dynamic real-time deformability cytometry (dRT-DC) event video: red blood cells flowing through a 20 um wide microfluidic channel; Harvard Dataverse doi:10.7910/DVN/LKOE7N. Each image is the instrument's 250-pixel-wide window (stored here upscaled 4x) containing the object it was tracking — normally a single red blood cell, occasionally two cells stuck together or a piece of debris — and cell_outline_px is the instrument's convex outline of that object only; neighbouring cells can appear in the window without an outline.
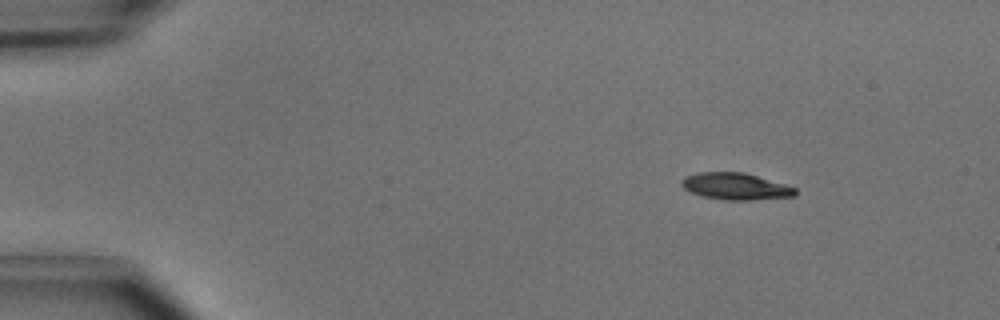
{"species": "common noctule bat (a hibernating species)", "species_latin": "Nyctalus noctula", "temperature_condition": "cold", "stored_images_in_passage": 44, "camera_frame_rate_fps": 3000, "um_per_image_px": 0.085, "animal": {"sex": "male", "body_mass_g": 15.6}, "frame": {"image": 1, "passage_image": 1, "time_ms": 0.0, "image_size_px": [1000, 320], "cell_outline_px": [[796, 196], [752, 200], [724, 200], [704, 196], [692, 192], [684, 188], [680, 184], [680, 180], [684, 176], [700, 172], [744, 172], [784, 184], [796, 188]], "centroid_in_image_um": [62.51, 15.84], "position_along_channel_um": 22.5, "area_um2": 17.69}}
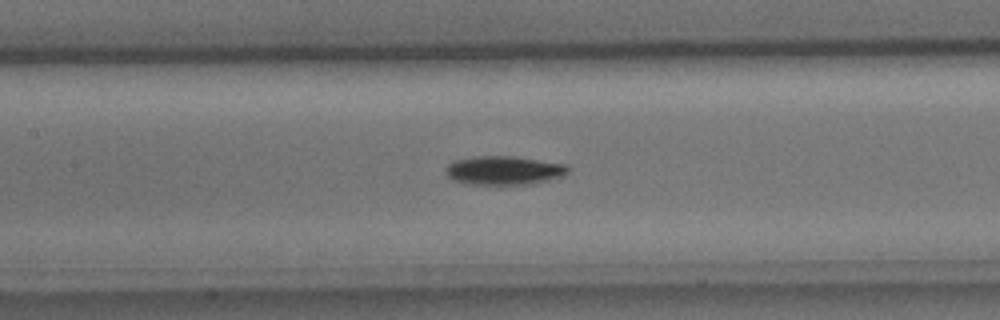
{"frame": {"image": 2, "passage_image": 18, "time_ms": 5.667, "image_size_px": [1000, 320], "cell_outline_px": [[568, 172], [560, 176], [532, 184], [472, 184], [452, 180], [444, 172], [444, 168], [448, 164], [456, 160], [472, 156], [512, 156], [564, 164], [568, 168]], "centroid_in_image_um": [42.75, 14.48], "position_along_channel_um": 164.6, "area_um2": 20.29}}
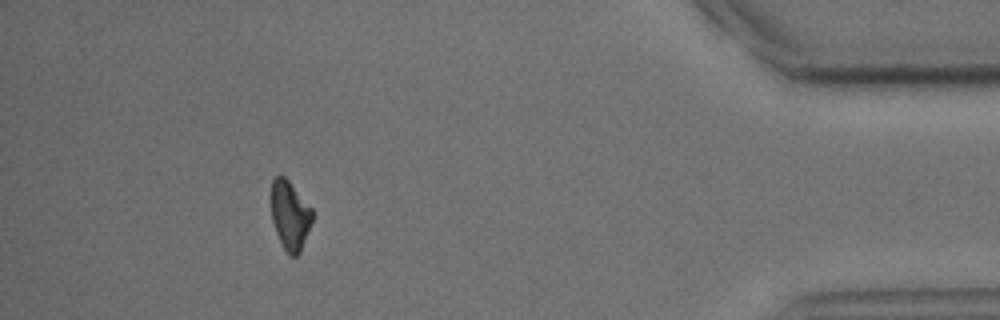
{"frame": {"image": 3, "passage_image": 40, "time_ms": 13.0, "image_size_px": [1000, 320], "cell_outline_px": [[312, 220], [300, 252], [296, 256], [288, 256], [276, 232], [272, 220], [268, 200], [268, 196], [272, 180], [276, 176], [284, 176], [288, 180], [312, 208]], "centroid_in_image_um": [24.59, 18.26], "position_along_channel_um": 410.6, "area_um2": 16.82}, "authors_computed_cell_mechanics": {"area_um2": 18.5538, "velocity_mm_per_s": 4.0326, "shape_relaxation_time_tau1_ms": 2.2818, "shape_relaxation_time_tau2_ms": null, "deformation_change_tau1": 0.1123, "deformation_change_tau2": null}}